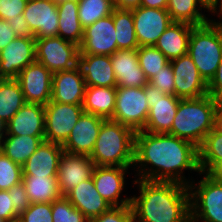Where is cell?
<instances>
[{"label":"cell","mask_w":222,"mask_h":222,"mask_svg":"<svg viewBox=\"0 0 222 222\" xmlns=\"http://www.w3.org/2000/svg\"><path fill=\"white\" fill-rule=\"evenodd\" d=\"M209 175L214 178L217 182L222 184V164L216 166Z\"/></svg>","instance_id":"f5cc1de1"},{"label":"cell","mask_w":222,"mask_h":222,"mask_svg":"<svg viewBox=\"0 0 222 222\" xmlns=\"http://www.w3.org/2000/svg\"><path fill=\"white\" fill-rule=\"evenodd\" d=\"M193 25L184 22H172L160 35L154 45L169 61L187 54Z\"/></svg>","instance_id":"484cf974"},{"label":"cell","mask_w":222,"mask_h":222,"mask_svg":"<svg viewBox=\"0 0 222 222\" xmlns=\"http://www.w3.org/2000/svg\"><path fill=\"white\" fill-rule=\"evenodd\" d=\"M201 1L213 14L222 6V0H201Z\"/></svg>","instance_id":"816d5d0a"},{"label":"cell","mask_w":222,"mask_h":222,"mask_svg":"<svg viewBox=\"0 0 222 222\" xmlns=\"http://www.w3.org/2000/svg\"><path fill=\"white\" fill-rule=\"evenodd\" d=\"M116 87L87 86L82 107L105 120L112 119L115 110Z\"/></svg>","instance_id":"83f0119b"},{"label":"cell","mask_w":222,"mask_h":222,"mask_svg":"<svg viewBox=\"0 0 222 222\" xmlns=\"http://www.w3.org/2000/svg\"><path fill=\"white\" fill-rule=\"evenodd\" d=\"M132 172L133 168L127 167L95 166L92 179L99 194L112 207L129 206L131 205L132 194L127 195L126 191L128 192V187L135 180ZM130 175L132 176L131 181L130 178L128 180ZM129 182L132 183L130 184Z\"/></svg>","instance_id":"52a82bcc"},{"label":"cell","mask_w":222,"mask_h":222,"mask_svg":"<svg viewBox=\"0 0 222 222\" xmlns=\"http://www.w3.org/2000/svg\"><path fill=\"white\" fill-rule=\"evenodd\" d=\"M214 128L222 133V101H218L215 108Z\"/></svg>","instance_id":"f907efd6"},{"label":"cell","mask_w":222,"mask_h":222,"mask_svg":"<svg viewBox=\"0 0 222 222\" xmlns=\"http://www.w3.org/2000/svg\"><path fill=\"white\" fill-rule=\"evenodd\" d=\"M116 30L112 14L103 17L84 29L79 54L108 55L117 51Z\"/></svg>","instance_id":"5bb4252c"},{"label":"cell","mask_w":222,"mask_h":222,"mask_svg":"<svg viewBox=\"0 0 222 222\" xmlns=\"http://www.w3.org/2000/svg\"><path fill=\"white\" fill-rule=\"evenodd\" d=\"M36 61L35 37H17L0 51V78H17Z\"/></svg>","instance_id":"2e32d148"},{"label":"cell","mask_w":222,"mask_h":222,"mask_svg":"<svg viewBox=\"0 0 222 222\" xmlns=\"http://www.w3.org/2000/svg\"><path fill=\"white\" fill-rule=\"evenodd\" d=\"M31 203H52L63 197L57 177L22 176Z\"/></svg>","instance_id":"f546056e"},{"label":"cell","mask_w":222,"mask_h":222,"mask_svg":"<svg viewBox=\"0 0 222 222\" xmlns=\"http://www.w3.org/2000/svg\"><path fill=\"white\" fill-rule=\"evenodd\" d=\"M8 24L13 28L17 37H34L24 16L16 19H9Z\"/></svg>","instance_id":"bcb514c9"},{"label":"cell","mask_w":222,"mask_h":222,"mask_svg":"<svg viewBox=\"0 0 222 222\" xmlns=\"http://www.w3.org/2000/svg\"><path fill=\"white\" fill-rule=\"evenodd\" d=\"M44 109L45 141L63 145L84 112L82 104L49 101Z\"/></svg>","instance_id":"8fae6325"},{"label":"cell","mask_w":222,"mask_h":222,"mask_svg":"<svg viewBox=\"0 0 222 222\" xmlns=\"http://www.w3.org/2000/svg\"><path fill=\"white\" fill-rule=\"evenodd\" d=\"M0 222H9V221H8V220L3 219V218L0 216Z\"/></svg>","instance_id":"9f6ffc18"},{"label":"cell","mask_w":222,"mask_h":222,"mask_svg":"<svg viewBox=\"0 0 222 222\" xmlns=\"http://www.w3.org/2000/svg\"><path fill=\"white\" fill-rule=\"evenodd\" d=\"M36 61L52 73L78 65L79 46L59 36L35 38Z\"/></svg>","instance_id":"9c48e42d"},{"label":"cell","mask_w":222,"mask_h":222,"mask_svg":"<svg viewBox=\"0 0 222 222\" xmlns=\"http://www.w3.org/2000/svg\"><path fill=\"white\" fill-rule=\"evenodd\" d=\"M50 1H54V2H57V3H59V2H63V1H66V0H50Z\"/></svg>","instance_id":"6f0895ef"},{"label":"cell","mask_w":222,"mask_h":222,"mask_svg":"<svg viewBox=\"0 0 222 222\" xmlns=\"http://www.w3.org/2000/svg\"><path fill=\"white\" fill-rule=\"evenodd\" d=\"M135 134L134 130L119 122L104 120L90 159L95 166L133 168Z\"/></svg>","instance_id":"3957f363"},{"label":"cell","mask_w":222,"mask_h":222,"mask_svg":"<svg viewBox=\"0 0 222 222\" xmlns=\"http://www.w3.org/2000/svg\"><path fill=\"white\" fill-rule=\"evenodd\" d=\"M16 78H0V120L6 125L25 104Z\"/></svg>","instance_id":"1f68e13d"},{"label":"cell","mask_w":222,"mask_h":222,"mask_svg":"<svg viewBox=\"0 0 222 222\" xmlns=\"http://www.w3.org/2000/svg\"><path fill=\"white\" fill-rule=\"evenodd\" d=\"M208 94L216 101H222V60L217 68L215 76L208 83Z\"/></svg>","instance_id":"f6af8a7d"},{"label":"cell","mask_w":222,"mask_h":222,"mask_svg":"<svg viewBox=\"0 0 222 222\" xmlns=\"http://www.w3.org/2000/svg\"><path fill=\"white\" fill-rule=\"evenodd\" d=\"M78 66L86 86L117 87L110 56L79 54Z\"/></svg>","instance_id":"d4e9b609"},{"label":"cell","mask_w":222,"mask_h":222,"mask_svg":"<svg viewBox=\"0 0 222 222\" xmlns=\"http://www.w3.org/2000/svg\"><path fill=\"white\" fill-rule=\"evenodd\" d=\"M58 8V36L71 41L78 46L84 35L78 16V0H66L57 3Z\"/></svg>","instance_id":"f1b7e54d"},{"label":"cell","mask_w":222,"mask_h":222,"mask_svg":"<svg viewBox=\"0 0 222 222\" xmlns=\"http://www.w3.org/2000/svg\"><path fill=\"white\" fill-rule=\"evenodd\" d=\"M5 135V124L0 120V142Z\"/></svg>","instance_id":"11a10c76"},{"label":"cell","mask_w":222,"mask_h":222,"mask_svg":"<svg viewBox=\"0 0 222 222\" xmlns=\"http://www.w3.org/2000/svg\"><path fill=\"white\" fill-rule=\"evenodd\" d=\"M45 141V137L4 135L0 142L2 153L16 164L23 166Z\"/></svg>","instance_id":"4dcf8cb0"},{"label":"cell","mask_w":222,"mask_h":222,"mask_svg":"<svg viewBox=\"0 0 222 222\" xmlns=\"http://www.w3.org/2000/svg\"><path fill=\"white\" fill-rule=\"evenodd\" d=\"M113 21L116 30V42L118 49H137L139 47L132 10L113 9Z\"/></svg>","instance_id":"836d02e7"},{"label":"cell","mask_w":222,"mask_h":222,"mask_svg":"<svg viewBox=\"0 0 222 222\" xmlns=\"http://www.w3.org/2000/svg\"><path fill=\"white\" fill-rule=\"evenodd\" d=\"M53 222H88L83 213L75 208L70 201L63 196L52 202Z\"/></svg>","instance_id":"74e56055"},{"label":"cell","mask_w":222,"mask_h":222,"mask_svg":"<svg viewBox=\"0 0 222 222\" xmlns=\"http://www.w3.org/2000/svg\"><path fill=\"white\" fill-rule=\"evenodd\" d=\"M65 197L75 208L80 210L88 220L99 217L112 207L99 194L95 188L92 177L88 180H83L71 189Z\"/></svg>","instance_id":"603a6c76"},{"label":"cell","mask_w":222,"mask_h":222,"mask_svg":"<svg viewBox=\"0 0 222 222\" xmlns=\"http://www.w3.org/2000/svg\"><path fill=\"white\" fill-rule=\"evenodd\" d=\"M148 114L149 106L143 87H116L115 110L111 120L138 132L144 129Z\"/></svg>","instance_id":"ba28073f"},{"label":"cell","mask_w":222,"mask_h":222,"mask_svg":"<svg viewBox=\"0 0 222 222\" xmlns=\"http://www.w3.org/2000/svg\"><path fill=\"white\" fill-rule=\"evenodd\" d=\"M53 73L35 61L26 66L16 78L26 103L46 105L51 100Z\"/></svg>","instance_id":"9a60e30c"},{"label":"cell","mask_w":222,"mask_h":222,"mask_svg":"<svg viewBox=\"0 0 222 222\" xmlns=\"http://www.w3.org/2000/svg\"><path fill=\"white\" fill-rule=\"evenodd\" d=\"M222 25V6L214 13V18Z\"/></svg>","instance_id":"db71d44e"},{"label":"cell","mask_w":222,"mask_h":222,"mask_svg":"<svg viewBox=\"0 0 222 222\" xmlns=\"http://www.w3.org/2000/svg\"><path fill=\"white\" fill-rule=\"evenodd\" d=\"M8 191L14 204L15 211L20 215L31 204L29 198L27 197L25 186L21 182L15 186H12Z\"/></svg>","instance_id":"7bdbcfd3"},{"label":"cell","mask_w":222,"mask_h":222,"mask_svg":"<svg viewBox=\"0 0 222 222\" xmlns=\"http://www.w3.org/2000/svg\"><path fill=\"white\" fill-rule=\"evenodd\" d=\"M94 162L87 155L63 152L58 164L57 181L63 196L83 180L92 177Z\"/></svg>","instance_id":"d6986e66"},{"label":"cell","mask_w":222,"mask_h":222,"mask_svg":"<svg viewBox=\"0 0 222 222\" xmlns=\"http://www.w3.org/2000/svg\"><path fill=\"white\" fill-rule=\"evenodd\" d=\"M0 216L9 222H17L19 218L8 190H0Z\"/></svg>","instance_id":"ee69618b"},{"label":"cell","mask_w":222,"mask_h":222,"mask_svg":"<svg viewBox=\"0 0 222 222\" xmlns=\"http://www.w3.org/2000/svg\"><path fill=\"white\" fill-rule=\"evenodd\" d=\"M86 83L80 67L53 73L51 100L62 104H82Z\"/></svg>","instance_id":"ffe728a7"},{"label":"cell","mask_w":222,"mask_h":222,"mask_svg":"<svg viewBox=\"0 0 222 222\" xmlns=\"http://www.w3.org/2000/svg\"><path fill=\"white\" fill-rule=\"evenodd\" d=\"M117 86L140 88L148 80L139 66L137 49H118L110 56Z\"/></svg>","instance_id":"7402d4cb"},{"label":"cell","mask_w":222,"mask_h":222,"mask_svg":"<svg viewBox=\"0 0 222 222\" xmlns=\"http://www.w3.org/2000/svg\"><path fill=\"white\" fill-rule=\"evenodd\" d=\"M5 135L45 137L44 105L25 103L5 125Z\"/></svg>","instance_id":"44dd1931"},{"label":"cell","mask_w":222,"mask_h":222,"mask_svg":"<svg viewBox=\"0 0 222 222\" xmlns=\"http://www.w3.org/2000/svg\"><path fill=\"white\" fill-rule=\"evenodd\" d=\"M8 21L0 19V51L3 50L13 39L17 38Z\"/></svg>","instance_id":"7dc6e473"},{"label":"cell","mask_w":222,"mask_h":222,"mask_svg":"<svg viewBox=\"0 0 222 222\" xmlns=\"http://www.w3.org/2000/svg\"><path fill=\"white\" fill-rule=\"evenodd\" d=\"M168 0H141L140 6L156 9H167Z\"/></svg>","instance_id":"681fc988"},{"label":"cell","mask_w":222,"mask_h":222,"mask_svg":"<svg viewBox=\"0 0 222 222\" xmlns=\"http://www.w3.org/2000/svg\"><path fill=\"white\" fill-rule=\"evenodd\" d=\"M133 173L135 179L189 186L195 179L193 175L200 173L198 147L170 134L138 131L135 134Z\"/></svg>","instance_id":"6da1fadb"},{"label":"cell","mask_w":222,"mask_h":222,"mask_svg":"<svg viewBox=\"0 0 222 222\" xmlns=\"http://www.w3.org/2000/svg\"><path fill=\"white\" fill-rule=\"evenodd\" d=\"M217 102L211 95L181 99L171 131L168 133L199 147L214 128Z\"/></svg>","instance_id":"277c9868"},{"label":"cell","mask_w":222,"mask_h":222,"mask_svg":"<svg viewBox=\"0 0 222 222\" xmlns=\"http://www.w3.org/2000/svg\"><path fill=\"white\" fill-rule=\"evenodd\" d=\"M139 66L149 81L162 67L170 61L155 46H141L137 48Z\"/></svg>","instance_id":"d590c367"},{"label":"cell","mask_w":222,"mask_h":222,"mask_svg":"<svg viewBox=\"0 0 222 222\" xmlns=\"http://www.w3.org/2000/svg\"><path fill=\"white\" fill-rule=\"evenodd\" d=\"M130 187L129 193L132 188L135 191L131 193L135 222L191 221L188 186L177 182L135 179Z\"/></svg>","instance_id":"7a4b0ae2"},{"label":"cell","mask_w":222,"mask_h":222,"mask_svg":"<svg viewBox=\"0 0 222 222\" xmlns=\"http://www.w3.org/2000/svg\"><path fill=\"white\" fill-rule=\"evenodd\" d=\"M200 172L209 174L222 164V133L213 128L198 147Z\"/></svg>","instance_id":"d6a6232c"},{"label":"cell","mask_w":222,"mask_h":222,"mask_svg":"<svg viewBox=\"0 0 222 222\" xmlns=\"http://www.w3.org/2000/svg\"><path fill=\"white\" fill-rule=\"evenodd\" d=\"M187 53L209 83L222 60V25L213 18L206 24L193 26Z\"/></svg>","instance_id":"5b68a950"},{"label":"cell","mask_w":222,"mask_h":222,"mask_svg":"<svg viewBox=\"0 0 222 222\" xmlns=\"http://www.w3.org/2000/svg\"><path fill=\"white\" fill-rule=\"evenodd\" d=\"M112 0H78V16L82 27L92 25L97 20L112 14Z\"/></svg>","instance_id":"e575fe53"},{"label":"cell","mask_w":222,"mask_h":222,"mask_svg":"<svg viewBox=\"0 0 222 222\" xmlns=\"http://www.w3.org/2000/svg\"><path fill=\"white\" fill-rule=\"evenodd\" d=\"M141 0H114V8L121 10H133L140 6Z\"/></svg>","instance_id":"c3c4849f"},{"label":"cell","mask_w":222,"mask_h":222,"mask_svg":"<svg viewBox=\"0 0 222 222\" xmlns=\"http://www.w3.org/2000/svg\"><path fill=\"white\" fill-rule=\"evenodd\" d=\"M136 38L141 46H154L173 22L166 9L139 6L132 10Z\"/></svg>","instance_id":"4fadbf2b"},{"label":"cell","mask_w":222,"mask_h":222,"mask_svg":"<svg viewBox=\"0 0 222 222\" xmlns=\"http://www.w3.org/2000/svg\"><path fill=\"white\" fill-rule=\"evenodd\" d=\"M62 145L43 141L22 166L23 176L57 177Z\"/></svg>","instance_id":"cb8c5ba5"},{"label":"cell","mask_w":222,"mask_h":222,"mask_svg":"<svg viewBox=\"0 0 222 222\" xmlns=\"http://www.w3.org/2000/svg\"><path fill=\"white\" fill-rule=\"evenodd\" d=\"M166 10L173 22H184L193 26L206 24L214 17L201 0H168Z\"/></svg>","instance_id":"4316f807"},{"label":"cell","mask_w":222,"mask_h":222,"mask_svg":"<svg viewBox=\"0 0 222 222\" xmlns=\"http://www.w3.org/2000/svg\"><path fill=\"white\" fill-rule=\"evenodd\" d=\"M88 222H135L134 213L131 205L111 207L99 217L93 218Z\"/></svg>","instance_id":"60d3db41"},{"label":"cell","mask_w":222,"mask_h":222,"mask_svg":"<svg viewBox=\"0 0 222 222\" xmlns=\"http://www.w3.org/2000/svg\"><path fill=\"white\" fill-rule=\"evenodd\" d=\"M23 16L35 38L58 36L57 2L28 0Z\"/></svg>","instance_id":"e0dca14e"},{"label":"cell","mask_w":222,"mask_h":222,"mask_svg":"<svg viewBox=\"0 0 222 222\" xmlns=\"http://www.w3.org/2000/svg\"><path fill=\"white\" fill-rule=\"evenodd\" d=\"M18 222H53L52 203H31L19 215Z\"/></svg>","instance_id":"f35d334b"},{"label":"cell","mask_w":222,"mask_h":222,"mask_svg":"<svg viewBox=\"0 0 222 222\" xmlns=\"http://www.w3.org/2000/svg\"><path fill=\"white\" fill-rule=\"evenodd\" d=\"M188 187L191 221L222 222V184L200 172Z\"/></svg>","instance_id":"8992f818"},{"label":"cell","mask_w":222,"mask_h":222,"mask_svg":"<svg viewBox=\"0 0 222 222\" xmlns=\"http://www.w3.org/2000/svg\"><path fill=\"white\" fill-rule=\"evenodd\" d=\"M28 0H0V19L21 18Z\"/></svg>","instance_id":"b9f144b4"},{"label":"cell","mask_w":222,"mask_h":222,"mask_svg":"<svg viewBox=\"0 0 222 222\" xmlns=\"http://www.w3.org/2000/svg\"><path fill=\"white\" fill-rule=\"evenodd\" d=\"M170 62L174 73L176 97L188 99L208 95V83L202 78L188 53Z\"/></svg>","instance_id":"7c38bea8"},{"label":"cell","mask_w":222,"mask_h":222,"mask_svg":"<svg viewBox=\"0 0 222 222\" xmlns=\"http://www.w3.org/2000/svg\"><path fill=\"white\" fill-rule=\"evenodd\" d=\"M105 119L83 112L62 145L65 152L90 156Z\"/></svg>","instance_id":"ac0fdd59"},{"label":"cell","mask_w":222,"mask_h":222,"mask_svg":"<svg viewBox=\"0 0 222 222\" xmlns=\"http://www.w3.org/2000/svg\"><path fill=\"white\" fill-rule=\"evenodd\" d=\"M143 88L147 97L149 114L142 131L168 134L171 131L181 99L175 95H166L150 83L144 85Z\"/></svg>","instance_id":"30bf717a"},{"label":"cell","mask_w":222,"mask_h":222,"mask_svg":"<svg viewBox=\"0 0 222 222\" xmlns=\"http://www.w3.org/2000/svg\"><path fill=\"white\" fill-rule=\"evenodd\" d=\"M22 166L10 160L4 153H0V190H9L22 182Z\"/></svg>","instance_id":"8d00e7d4"},{"label":"cell","mask_w":222,"mask_h":222,"mask_svg":"<svg viewBox=\"0 0 222 222\" xmlns=\"http://www.w3.org/2000/svg\"><path fill=\"white\" fill-rule=\"evenodd\" d=\"M152 86L158 88L166 95H174V73L171 62L161 68L149 81Z\"/></svg>","instance_id":"ab89813d"}]
</instances>
